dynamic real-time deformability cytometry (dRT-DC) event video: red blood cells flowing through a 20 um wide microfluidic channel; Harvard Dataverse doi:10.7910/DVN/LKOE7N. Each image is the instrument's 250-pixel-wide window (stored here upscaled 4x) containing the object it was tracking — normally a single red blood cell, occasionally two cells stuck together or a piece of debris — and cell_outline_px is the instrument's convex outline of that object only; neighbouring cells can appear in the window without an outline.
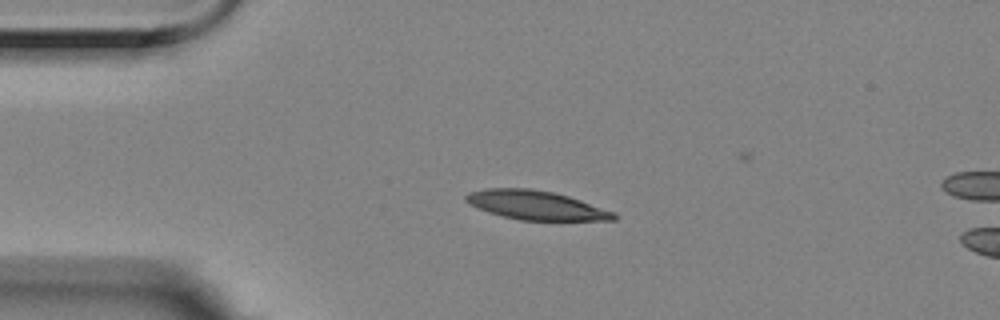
{"species": "Egyptian fruit bat (a non-hibernating species)", "species_latin": "Rousettus aegyptiacus", "temperature_condition": "room temperature", "stored_images_in_passage": 6, "camera_frame_rate_fps": 3000, "um_per_image_px": 0.085, "animal": {"sex": "female"}, "frame": {"image": 1, "passage_image": 4, "time_ms": 1.0, "image_size_px": [1000, 320], "cell_outline_px": [[620, 216], [616, 220], [520, 220], [488, 212], [464, 200], [464, 196], [468, 192], [488, 188], [532, 188], [552, 192], [568, 196], [616, 212]], "centroid_in_image_um": [45.6, 17.44], "position_along_channel_um": 39.4, "area_um2": 24.91}}